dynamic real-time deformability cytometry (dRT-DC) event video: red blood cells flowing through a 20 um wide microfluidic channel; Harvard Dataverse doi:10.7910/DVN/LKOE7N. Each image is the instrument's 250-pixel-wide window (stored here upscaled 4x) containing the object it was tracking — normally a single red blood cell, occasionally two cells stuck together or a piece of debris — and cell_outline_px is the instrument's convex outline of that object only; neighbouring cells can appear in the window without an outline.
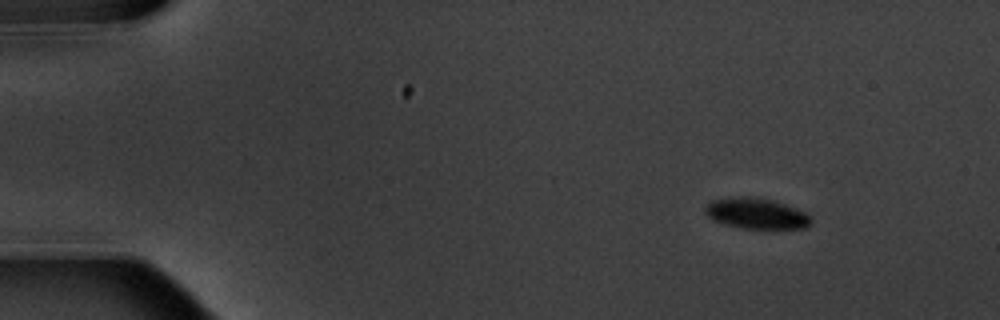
{"species": "common noctule bat (a hibernating species)", "species_latin": "Nyctalus noctula", "temperature_condition": "warm", "stored_images_in_passage": 5, "camera_frame_rate_fps": 3000, "um_per_image_px": 0.085, "animal": {"sex": "male", "body_mass_g": 20.1, "forearm_length_mm": 53.5}, "frame": {"image": 1, "passage_image": 2, "time_ms": 1.0, "image_size_px": [1000, 320], "cell_outline_px": [[812, 220], [804, 228], [740, 228], [724, 224], [712, 220], [704, 212], [704, 208], [712, 200], [772, 200], [784, 204], [804, 212]], "centroid_in_image_um": [64.28, 18.21], "position_along_channel_um": 20.7, "area_um2": 17.69}}
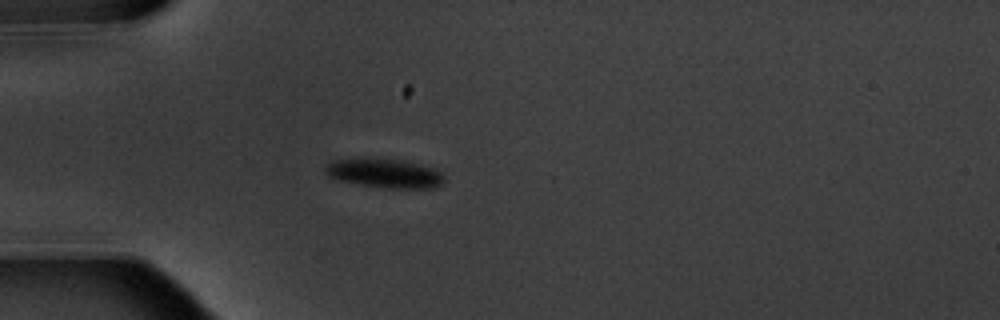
{"frame": {"image": 2, "passage_image": 4, "time_ms": 4.333, "image_size_px": [1000, 320], "cell_outline_px": [[444, 180], [440, 184], [432, 188], [384, 188], [340, 180], [328, 176], [324, 172], [324, 168], [328, 164], [336, 160], [404, 160], [432, 168], [440, 172]], "centroid_in_image_um": [32.71, 14.76], "position_along_channel_um": 52.3, "area_um2": 19.31}}